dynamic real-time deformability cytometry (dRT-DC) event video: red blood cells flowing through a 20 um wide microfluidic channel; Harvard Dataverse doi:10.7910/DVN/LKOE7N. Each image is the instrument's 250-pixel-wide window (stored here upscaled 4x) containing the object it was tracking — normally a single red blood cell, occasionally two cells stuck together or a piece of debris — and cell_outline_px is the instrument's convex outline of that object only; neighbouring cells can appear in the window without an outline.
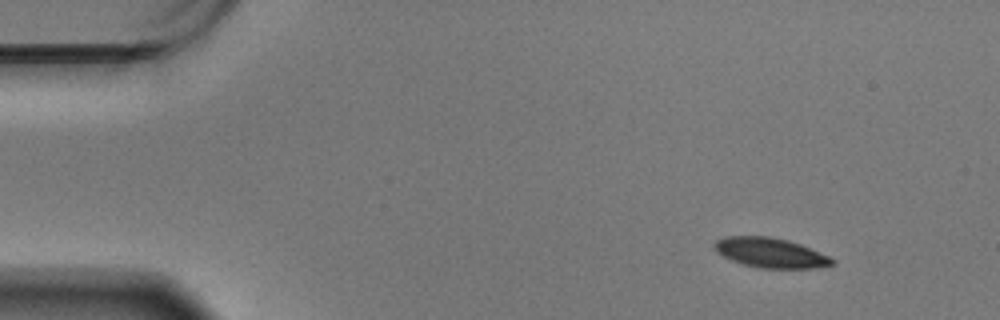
{"species": "Egyptian fruit bat (a non-hibernating species)", "species_latin": "Rousettus aegyptiacus", "temperature_condition": "warm", "stored_images_in_passage": 54, "camera_frame_rate_fps": 3000, "um_per_image_px": 0.085, "animal": {"sex": "male"}, "frame": {"image": 1, "passage_image": 1, "time_ms": 0.0, "image_size_px": [1000, 320], "cell_outline_px": [[836, 264], [816, 268], [756, 268], [732, 260], [716, 252], [712, 244], [716, 240], [724, 236], [772, 236], [788, 240], [800, 244], [828, 256], [836, 260]], "centroid_in_image_um": [65.48, 21.48], "position_along_channel_um": 19.5, "area_um2": 20.58}}
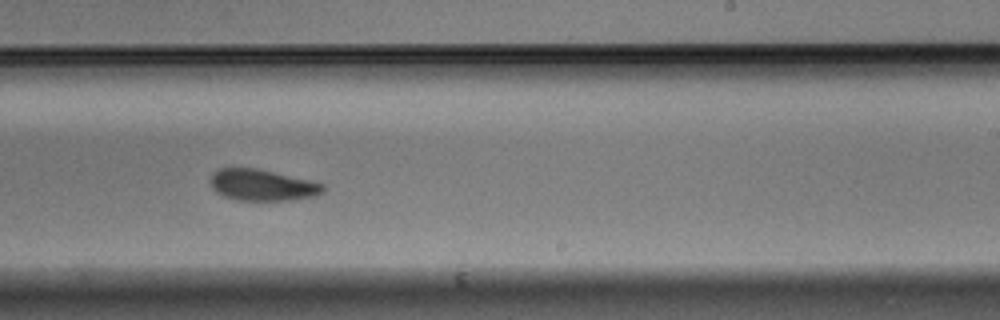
{"frame": {"image": 2, "passage_image": 31, "time_ms": 10.0, "image_size_px": [1000, 320], "cell_outline_px": [[324, 192], [316, 196], [292, 200], [236, 200], [224, 196], [216, 192], [212, 188], [208, 180], [212, 172], [220, 168], [256, 168], [308, 180], [324, 184]], "centroid_in_image_um": [22.25, 15.73], "position_along_channel_um": 266.8, "area_um2": 20.63}}
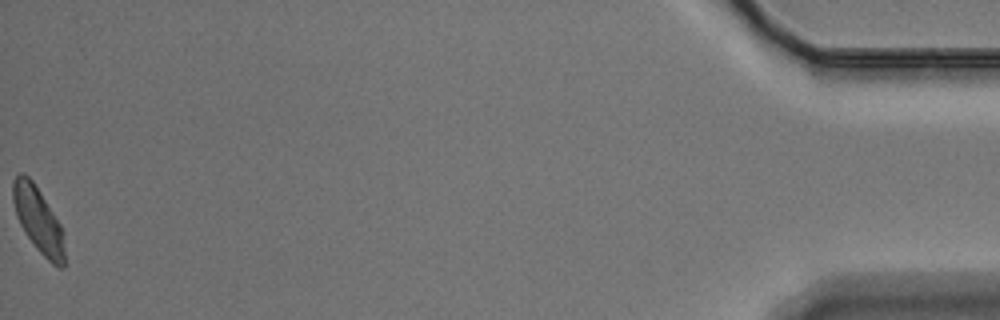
{"frame": {"image": 3, "passage_image": 54, "time_ms": 17.667, "image_size_px": [1000, 320], "cell_outline_px": [[64, 268], [60, 268], [52, 264], [36, 248], [20, 224], [16, 216], [12, 200], [12, 180], [20, 172], [24, 172], [32, 180], [60, 224], [64, 232]], "centroid_in_image_um": [3.24, 18.68], "position_along_channel_um": 432.0, "area_um2": 19.59}, "authors_computed_cell_mechanics": {"area_um2": 21.0392, "velocity_mm_per_s": 3.4224, "shape_relaxation_time_tau1_ms": 3.2026, "shape_relaxation_time_tau2_ms": 3.0976, "deformation_change_tau1": 0.103, "deformation_change_tau2": 0.0693}}